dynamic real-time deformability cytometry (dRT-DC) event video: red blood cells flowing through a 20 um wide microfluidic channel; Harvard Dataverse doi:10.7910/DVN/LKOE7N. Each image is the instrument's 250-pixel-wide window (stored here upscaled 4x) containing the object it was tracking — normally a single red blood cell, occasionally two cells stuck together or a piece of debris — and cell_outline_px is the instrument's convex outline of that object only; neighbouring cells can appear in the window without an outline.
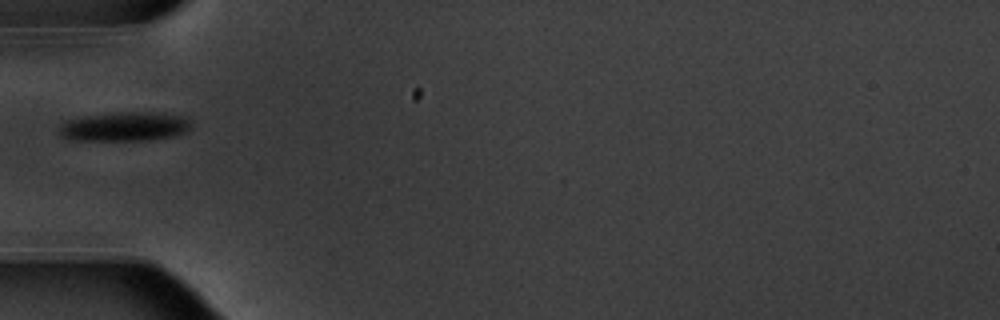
{"species": "common noctule bat (a hibernating species)", "species_latin": "Nyctalus noctula", "temperature_condition": "warm", "stored_images_in_passage": 37, "camera_frame_rate_fps": 3000, "um_per_image_px": 0.085, "animal": {"sex": "male", "body_mass_g": 20.1, "forearm_length_mm": 53.5}, "frame": {"image": 1, "passage_image": 1, "time_ms": 0.0, "image_size_px": [1000, 320], "cell_outline_px": [[192, 124], [184, 132], [176, 136], [152, 140], [68, 140], [60, 132], [60, 124], [64, 120], [84, 116], [120, 112], [156, 112], [184, 116], [192, 120]], "centroid_in_image_um": [10.62, 10.75], "position_along_channel_um": 74.4, "area_um2": 22.66}}
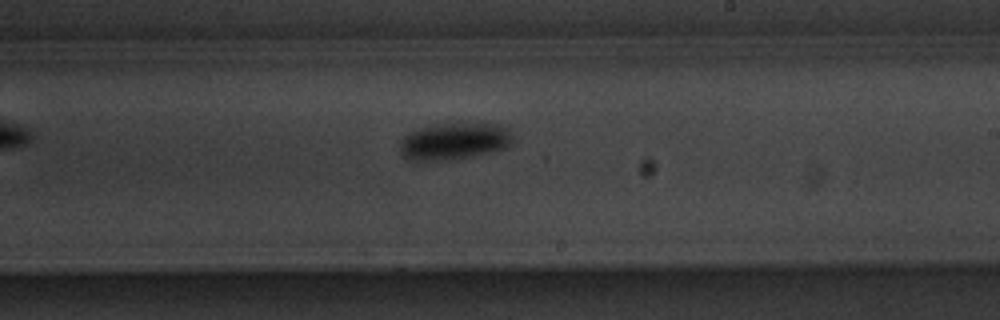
{"frame": {"image": 2, "passage_image": 15, "time_ms": 4.667, "image_size_px": [1000, 320], "cell_outline_px": [[512, 144], [504, 148], [472, 156], [448, 160], [412, 160], [404, 156], [400, 152], [400, 140], [408, 132], [420, 128], [436, 124], [476, 120], [504, 124], [508, 128], [512, 136]], "centroid_in_image_um": [38.66, 11.94], "position_along_channel_um": 250.3, "area_um2": 25.09}}
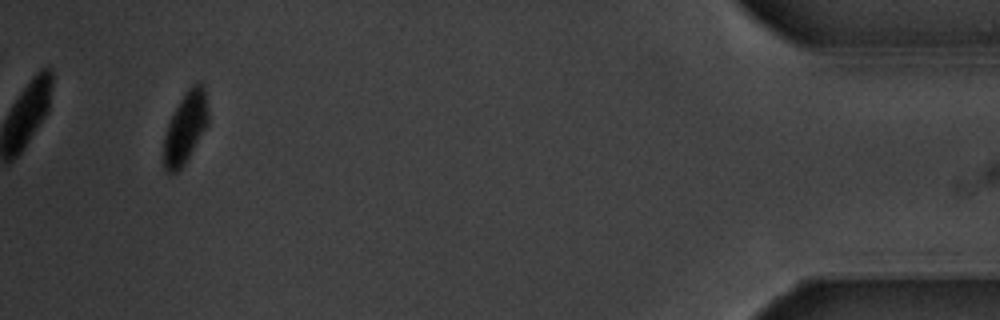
{"frame": {"image": 3, "passage_image": 34, "time_ms": 11.0, "image_size_px": [1000, 320], "cell_outline_px": [[208, 124], [184, 164], [176, 172], [164, 172], [164, 136], [168, 124], [184, 92], [192, 84], [204, 84], [208, 108]], "centroid_in_image_um": [15.77, 10.83], "position_along_channel_um": 419.4, "area_um2": 18.21}, "authors_computed_cell_mechanics": {"area_um2": 22.0218, "velocity_mm_per_s": 3.7648, "shape_relaxation_time_tau1_ms": 1.8688, "shape_relaxation_time_tau2_ms": null, "deformation_change_tau1": 0.1177, "deformation_change_tau2": null}}